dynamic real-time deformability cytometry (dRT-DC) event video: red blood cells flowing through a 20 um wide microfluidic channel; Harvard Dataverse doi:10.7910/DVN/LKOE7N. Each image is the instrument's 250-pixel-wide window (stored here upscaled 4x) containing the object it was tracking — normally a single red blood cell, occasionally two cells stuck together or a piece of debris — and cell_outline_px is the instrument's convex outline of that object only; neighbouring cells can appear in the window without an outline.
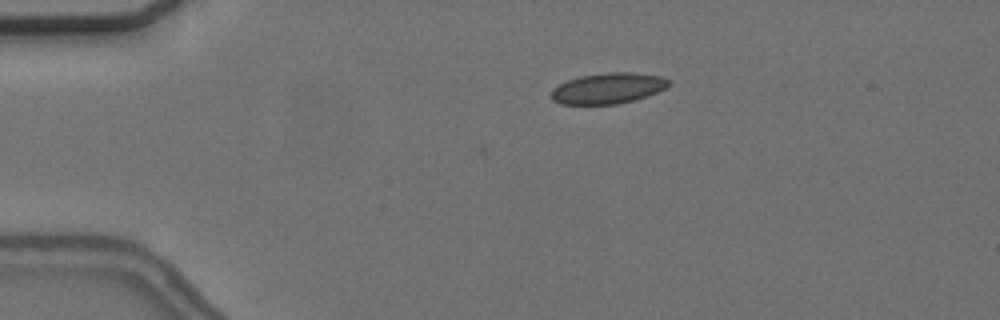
{"species": "common noctule bat (a hibernating species)", "species_latin": "Nyctalus noctula", "temperature_condition": "cold", "stored_images_in_passage": 45, "camera_frame_rate_fps": 3000, "um_per_image_px": 0.085, "animal": {"sex": "female", "body_mass_g": 24.6, "forearm_length_mm": 56.2}, "frame": {"image": 1, "passage_image": 1, "time_ms": 0.0, "image_size_px": [1000, 320], "cell_outline_px": [[672, 84], [648, 96], [616, 104], [560, 104], [552, 100], [552, 88], [568, 80], [580, 76], [608, 72], [632, 72], [660, 76], [672, 80]], "centroid_in_image_um": [51.7, 7.5], "position_along_channel_um": 33.3, "area_um2": 21.04}}
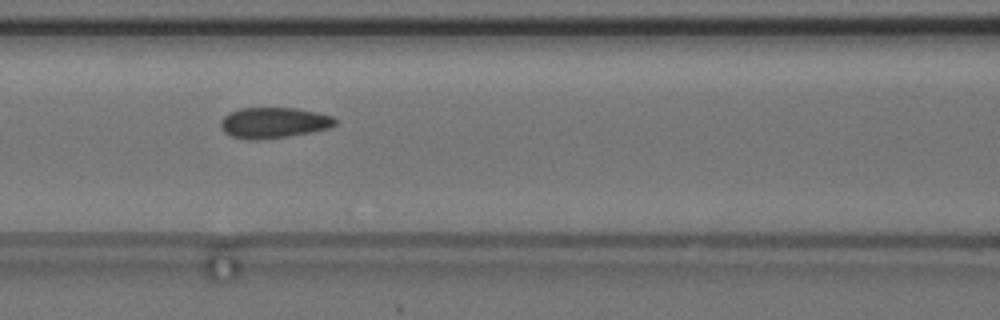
{"frame": {"image": 2, "passage_image": 14, "time_ms": 4.333, "image_size_px": [1000, 320], "cell_outline_px": [[336, 124], [328, 128], [312, 132], [288, 136], [256, 140], [244, 140], [232, 136], [224, 132], [220, 124], [220, 120], [228, 112], [240, 108], [296, 108], [316, 112], [332, 116], [336, 120]], "centroid_in_image_um": [23.23, 10.43], "position_along_channel_um": 143.4, "area_um2": 20.58}}
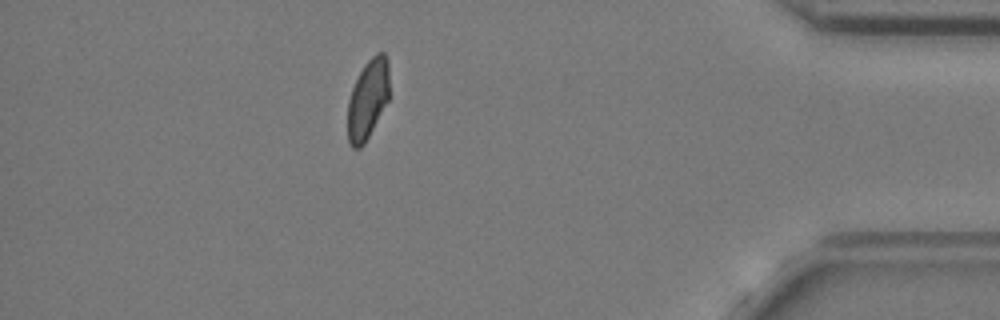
{"frame": {"image": 3, "passage_image": 39, "time_ms": 12.667, "image_size_px": [1000, 320], "cell_outline_px": [[388, 100], [364, 144], [360, 148], [352, 148], [348, 144], [348, 100], [352, 88], [364, 64], [376, 52], [384, 52], [388, 60]], "centroid_in_image_um": [31.25, 8.43], "position_along_channel_um": 404.0, "area_um2": 19.19}, "authors_computed_cell_mechanics": {"area_um2": 20.4612, "velocity_mm_per_s": 3.6519, "shape_relaxation_time_tau1_ms": 5.6808, "shape_relaxation_time_tau2_ms": 1.3763, "deformation_change_tau1": 0.1043, "deformation_change_tau2": 0.0607}}